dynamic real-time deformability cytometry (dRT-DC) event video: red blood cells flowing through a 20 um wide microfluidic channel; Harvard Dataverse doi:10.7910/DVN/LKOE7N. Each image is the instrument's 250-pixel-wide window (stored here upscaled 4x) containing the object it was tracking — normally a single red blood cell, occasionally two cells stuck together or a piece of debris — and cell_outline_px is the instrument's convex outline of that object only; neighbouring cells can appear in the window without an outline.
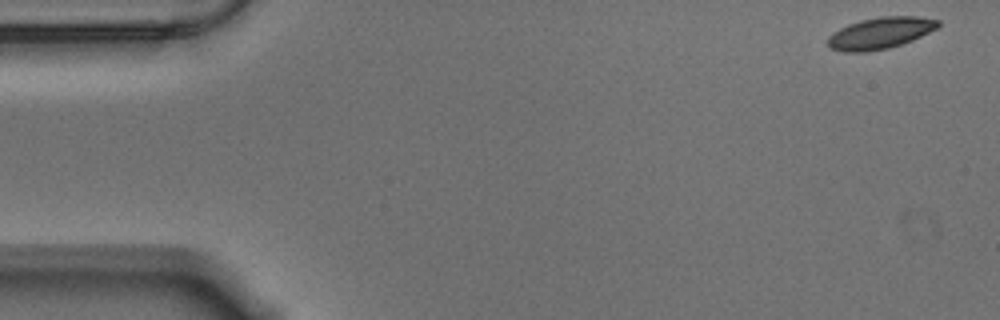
{"species": "Egyptian fruit bat (a non-hibernating species)", "species_latin": "Rousettus aegyptiacus", "temperature_condition": "warm", "stored_images_in_passage": 56, "camera_frame_rate_fps": 3000, "um_per_image_px": 0.085, "animal": {"sex": "male"}, "frame": {"image": 1, "passage_image": 1, "time_ms": 0.0, "image_size_px": [1000, 320], "cell_outline_px": [[940, 24], [936, 28], [912, 40], [888, 48], [868, 52], [844, 52], [828, 48], [828, 36], [840, 28], [848, 24], [860, 20], [880, 16], [916, 16], [940, 20]], "centroid_in_image_um": [74.79, 2.81], "position_along_channel_um": 10.2, "area_um2": 20.23}}
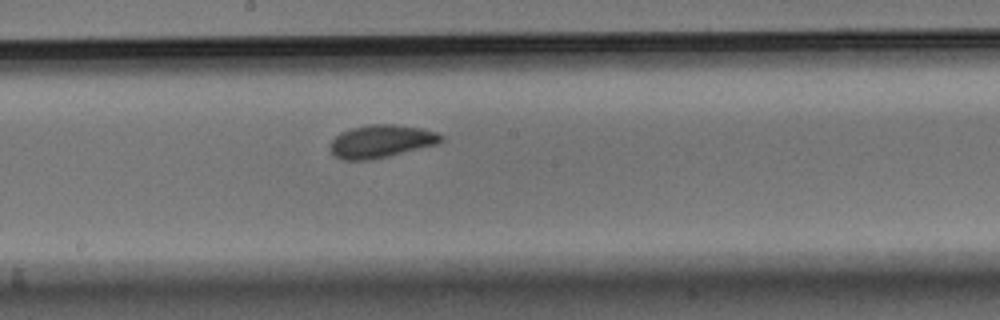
{"frame": {"image": 2, "passage_image": 29, "time_ms": 9.333, "image_size_px": [1000, 320], "cell_outline_px": [[444, 140], [436, 144], [372, 160], [340, 160], [332, 152], [332, 140], [340, 132], [352, 128], [368, 124], [396, 124], [420, 128], [436, 132], [444, 136]], "centroid_in_image_um": [32.41, 12.0], "position_along_channel_um": 215.8, "area_um2": 21.1}}
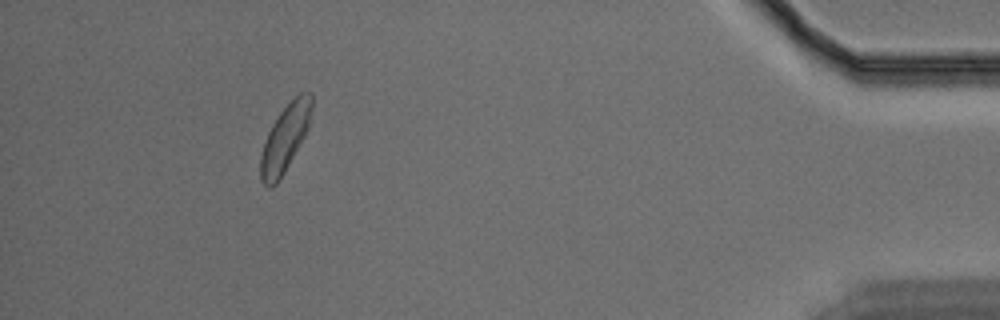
{"frame": {"image": 3, "passage_image": 51, "time_ms": 16.667, "image_size_px": [1000, 320], "cell_outline_px": [[312, 108], [308, 128], [304, 136], [284, 172], [276, 184], [272, 188], [268, 188], [260, 180], [260, 156], [268, 132], [272, 124], [280, 112], [300, 92], [312, 92]], "centroid_in_image_um": [24.22, 11.76], "position_along_channel_um": 411.0, "area_um2": 19.65}, "authors_computed_cell_mechanics": {"area_um2": 20.4901, "velocity_mm_per_s": 3.5068, "shape_relaxation_time_tau1_ms": 2.9902, "shape_relaxation_time_tau2_ms": 1.7522, "deformation_change_tau1": 0.1094, "deformation_change_tau2": 0.065}}